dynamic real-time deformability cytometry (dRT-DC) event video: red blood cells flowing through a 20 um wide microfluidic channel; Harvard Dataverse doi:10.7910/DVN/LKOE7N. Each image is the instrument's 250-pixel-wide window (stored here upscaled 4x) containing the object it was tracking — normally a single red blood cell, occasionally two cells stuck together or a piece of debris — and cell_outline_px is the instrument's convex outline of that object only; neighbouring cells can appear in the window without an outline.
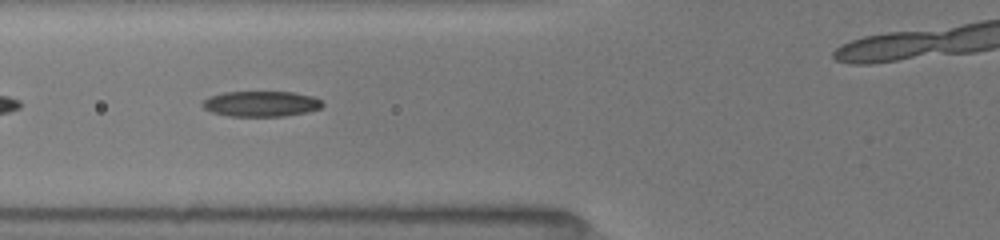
{"species": "common noctule bat (a hibernating species)", "species_latin": "Nyctalus noctula", "temperature_condition": "room temperature", "stored_images_in_passage": 25, "segment_of_instrument_passage": [2, 2], "camera_frame_rate_fps": 3000, "um_per_image_px": 0.085, "animal": {"sex": "female", "body_mass_g": 19.5, "forearm_length_mm": 54.1}, "frame": {"image": 1, "passage_image": 16, "time_ms": 6.667, "image_size_px": [1000, 240], "cell_outline_px": [[324, 104], [320, 108], [308, 112], [284, 116], [228, 116], [212, 112], [204, 108], [200, 104], [208, 96], [224, 92], [292, 92], [312, 96], [320, 100]], "centroid_in_image_um": [22.17, 8.82], "position_along_channel_um": 103.6, "area_um2": 17.86}}
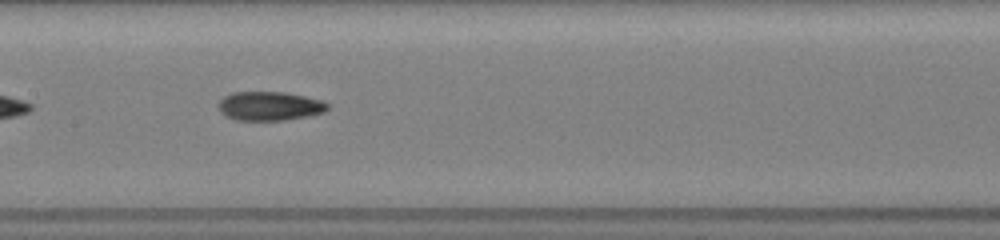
{"frame": {"image": 2, "passage_image": 21, "time_ms": 8.667, "image_size_px": [1000, 240], "cell_outline_px": [[328, 108], [324, 112], [308, 116], [284, 120], [236, 120], [220, 112], [216, 104], [224, 96], [232, 92], [284, 92], [324, 100], [328, 104]], "centroid_in_image_um": [22.9, 9.01], "position_along_channel_um": 184.5, "area_um2": 18.5}}
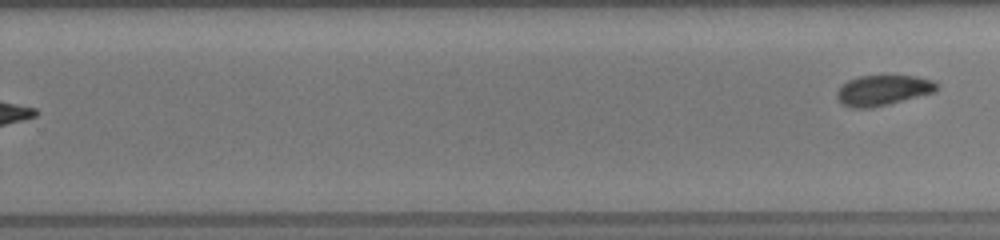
{"frame": {"image": 3, "passage_image": 25, "time_ms": 12.333, "image_size_px": [1000, 240], "cell_outline_px": [[940, 88], [936, 92], [888, 104], [868, 108], [852, 108], [844, 104], [836, 96], [836, 92], [848, 80], [860, 76], [916, 76], [932, 80], [940, 84]], "centroid_in_image_um": [75.12, 7.67], "position_along_channel_um": 254.7, "area_um2": 17.57}}